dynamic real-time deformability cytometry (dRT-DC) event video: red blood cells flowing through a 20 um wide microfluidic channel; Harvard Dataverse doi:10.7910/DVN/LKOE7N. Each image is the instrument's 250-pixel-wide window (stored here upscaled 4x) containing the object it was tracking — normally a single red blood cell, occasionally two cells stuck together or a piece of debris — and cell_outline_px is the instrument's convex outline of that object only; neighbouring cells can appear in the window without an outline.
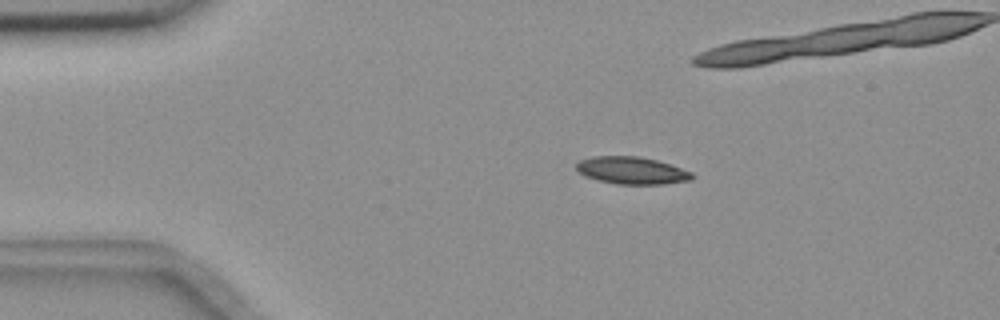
{"species": "common noctule bat (a hibernating species)", "species_latin": "Nyctalus noctula", "temperature_condition": "room temperature", "stored_images_in_passage": 47, "camera_frame_rate_fps": 3000, "um_per_image_px": 0.085, "animal": {"sex": "female", "body_mass_g": 18.4}, "frame": {"image": 1, "passage_image": 1, "time_ms": 0.0, "image_size_px": [1000, 320], "cell_outline_px": [[696, 176], [692, 180], [664, 184], [616, 184], [584, 176], [576, 168], [576, 164], [580, 160], [592, 156], [640, 156], [656, 160], [692, 172]], "centroid_in_image_um": [53.72, 14.49], "position_along_channel_um": 31.3, "area_um2": 18.38}}
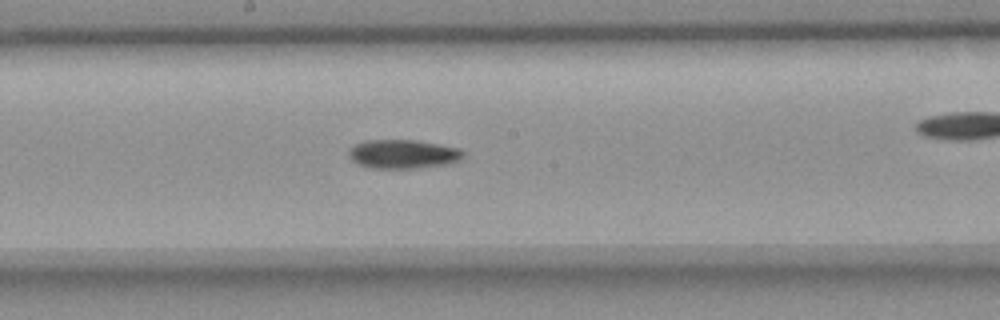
{"frame": {"image": 2, "passage_image": 20, "time_ms": 6.333, "image_size_px": [1000, 320], "cell_outline_px": [[464, 156], [460, 160], [448, 164], [416, 168], [372, 168], [360, 164], [352, 160], [348, 156], [348, 152], [356, 144], [364, 140], [416, 140], [460, 148], [464, 152]], "centroid_in_image_um": [34.29, 13.09], "position_along_channel_um": 213.9, "area_um2": 19.25}}
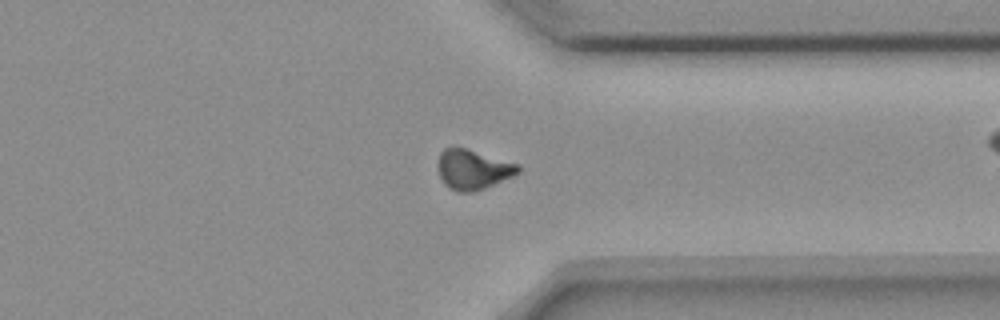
{"frame": {"image": 3, "passage_image": 33, "time_ms": 10.667, "image_size_px": [1000, 320], "cell_outline_px": [[520, 172], [512, 176], [484, 188], [472, 192], [456, 192], [448, 188], [444, 184], [440, 176], [436, 164], [440, 152], [444, 148], [452, 144], [456, 144], [520, 164]], "centroid_in_image_um": [40.15, 14.35], "position_along_channel_um": 371.2, "area_um2": 19.31}}